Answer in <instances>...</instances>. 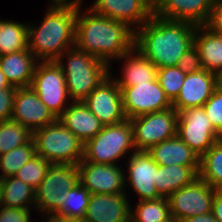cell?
I'll return each mask as SVG.
<instances>
[{"instance_id":"obj_1","label":"cell","mask_w":222,"mask_h":222,"mask_svg":"<svg viewBox=\"0 0 222 222\" xmlns=\"http://www.w3.org/2000/svg\"><path fill=\"white\" fill-rule=\"evenodd\" d=\"M196 26L153 15L134 30V49L157 68L177 66L181 56L193 45Z\"/></svg>"},{"instance_id":"obj_2","label":"cell","mask_w":222,"mask_h":222,"mask_svg":"<svg viewBox=\"0 0 222 222\" xmlns=\"http://www.w3.org/2000/svg\"><path fill=\"white\" fill-rule=\"evenodd\" d=\"M79 12L80 8L75 24V47L109 65L112 58L118 59L134 49L137 26L130 28L124 22L98 15L90 8L83 17Z\"/></svg>"},{"instance_id":"obj_3","label":"cell","mask_w":222,"mask_h":222,"mask_svg":"<svg viewBox=\"0 0 222 222\" xmlns=\"http://www.w3.org/2000/svg\"><path fill=\"white\" fill-rule=\"evenodd\" d=\"M77 9L49 7L39 27L28 25V49L39 61H56L75 44Z\"/></svg>"},{"instance_id":"obj_4","label":"cell","mask_w":222,"mask_h":222,"mask_svg":"<svg viewBox=\"0 0 222 222\" xmlns=\"http://www.w3.org/2000/svg\"><path fill=\"white\" fill-rule=\"evenodd\" d=\"M63 55L67 56V66L62 62ZM56 62L64 72L69 97L73 101H83L110 76L108 63L75 46L61 54Z\"/></svg>"},{"instance_id":"obj_5","label":"cell","mask_w":222,"mask_h":222,"mask_svg":"<svg viewBox=\"0 0 222 222\" xmlns=\"http://www.w3.org/2000/svg\"><path fill=\"white\" fill-rule=\"evenodd\" d=\"M36 154L51 164H78L83 159L84 144L62 122L33 131Z\"/></svg>"},{"instance_id":"obj_6","label":"cell","mask_w":222,"mask_h":222,"mask_svg":"<svg viewBox=\"0 0 222 222\" xmlns=\"http://www.w3.org/2000/svg\"><path fill=\"white\" fill-rule=\"evenodd\" d=\"M136 150L130 119L104 125L101 131L84 144L83 159L95 164L113 165L129 149Z\"/></svg>"},{"instance_id":"obj_7","label":"cell","mask_w":222,"mask_h":222,"mask_svg":"<svg viewBox=\"0 0 222 222\" xmlns=\"http://www.w3.org/2000/svg\"><path fill=\"white\" fill-rule=\"evenodd\" d=\"M79 183L77 164H51L45 178L35 189V207L53 217L63 207V197ZM38 206V207H37Z\"/></svg>"},{"instance_id":"obj_8","label":"cell","mask_w":222,"mask_h":222,"mask_svg":"<svg viewBox=\"0 0 222 222\" xmlns=\"http://www.w3.org/2000/svg\"><path fill=\"white\" fill-rule=\"evenodd\" d=\"M130 121L136 151H148L177 135L178 112L173 107L136 116Z\"/></svg>"},{"instance_id":"obj_9","label":"cell","mask_w":222,"mask_h":222,"mask_svg":"<svg viewBox=\"0 0 222 222\" xmlns=\"http://www.w3.org/2000/svg\"><path fill=\"white\" fill-rule=\"evenodd\" d=\"M40 63L36 65L30 87L58 119L67 108L66 101L70 99L65 75L56 61H42Z\"/></svg>"},{"instance_id":"obj_10","label":"cell","mask_w":222,"mask_h":222,"mask_svg":"<svg viewBox=\"0 0 222 222\" xmlns=\"http://www.w3.org/2000/svg\"><path fill=\"white\" fill-rule=\"evenodd\" d=\"M177 136L200 158L222 139L203 107L183 109L178 113Z\"/></svg>"},{"instance_id":"obj_11","label":"cell","mask_w":222,"mask_h":222,"mask_svg":"<svg viewBox=\"0 0 222 222\" xmlns=\"http://www.w3.org/2000/svg\"><path fill=\"white\" fill-rule=\"evenodd\" d=\"M215 191L198 177L168 197L171 217L181 222L186 218L211 213Z\"/></svg>"},{"instance_id":"obj_12","label":"cell","mask_w":222,"mask_h":222,"mask_svg":"<svg viewBox=\"0 0 222 222\" xmlns=\"http://www.w3.org/2000/svg\"><path fill=\"white\" fill-rule=\"evenodd\" d=\"M126 119L172 107L157 78L136 86H119Z\"/></svg>"},{"instance_id":"obj_13","label":"cell","mask_w":222,"mask_h":222,"mask_svg":"<svg viewBox=\"0 0 222 222\" xmlns=\"http://www.w3.org/2000/svg\"><path fill=\"white\" fill-rule=\"evenodd\" d=\"M111 78L107 77L83 100L103 125L117 124L126 119L121 88Z\"/></svg>"},{"instance_id":"obj_14","label":"cell","mask_w":222,"mask_h":222,"mask_svg":"<svg viewBox=\"0 0 222 222\" xmlns=\"http://www.w3.org/2000/svg\"><path fill=\"white\" fill-rule=\"evenodd\" d=\"M79 169V183L90 194H120L124 193L125 175L116 164H95L82 159Z\"/></svg>"},{"instance_id":"obj_15","label":"cell","mask_w":222,"mask_h":222,"mask_svg":"<svg viewBox=\"0 0 222 222\" xmlns=\"http://www.w3.org/2000/svg\"><path fill=\"white\" fill-rule=\"evenodd\" d=\"M11 119L32 132L57 120L30 86L16 89Z\"/></svg>"},{"instance_id":"obj_16","label":"cell","mask_w":222,"mask_h":222,"mask_svg":"<svg viewBox=\"0 0 222 222\" xmlns=\"http://www.w3.org/2000/svg\"><path fill=\"white\" fill-rule=\"evenodd\" d=\"M215 0H156L153 14L159 18L206 25Z\"/></svg>"},{"instance_id":"obj_17","label":"cell","mask_w":222,"mask_h":222,"mask_svg":"<svg viewBox=\"0 0 222 222\" xmlns=\"http://www.w3.org/2000/svg\"><path fill=\"white\" fill-rule=\"evenodd\" d=\"M96 14L140 28L153 14L151 0H95L90 7Z\"/></svg>"},{"instance_id":"obj_18","label":"cell","mask_w":222,"mask_h":222,"mask_svg":"<svg viewBox=\"0 0 222 222\" xmlns=\"http://www.w3.org/2000/svg\"><path fill=\"white\" fill-rule=\"evenodd\" d=\"M219 86V76L200 70L186 73L182 88L172 107L179 113L183 109L202 107Z\"/></svg>"},{"instance_id":"obj_19","label":"cell","mask_w":222,"mask_h":222,"mask_svg":"<svg viewBox=\"0 0 222 222\" xmlns=\"http://www.w3.org/2000/svg\"><path fill=\"white\" fill-rule=\"evenodd\" d=\"M128 165V182L142 200L161 198L154 183L157 182L158 164L147 151H134Z\"/></svg>"},{"instance_id":"obj_20","label":"cell","mask_w":222,"mask_h":222,"mask_svg":"<svg viewBox=\"0 0 222 222\" xmlns=\"http://www.w3.org/2000/svg\"><path fill=\"white\" fill-rule=\"evenodd\" d=\"M131 208L126 193L91 194L85 222H130Z\"/></svg>"},{"instance_id":"obj_21","label":"cell","mask_w":222,"mask_h":222,"mask_svg":"<svg viewBox=\"0 0 222 222\" xmlns=\"http://www.w3.org/2000/svg\"><path fill=\"white\" fill-rule=\"evenodd\" d=\"M58 119L83 144L95 137L104 126L83 101H73Z\"/></svg>"},{"instance_id":"obj_22","label":"cell","mask_w":222,"mask_h":222,"mask_svg":"<svg viewBox=\"0 0 222 222\" xmlns=\"http://www.w3.org/2000/svg\"><path fill=\"white\" fill-rule=\"evenodd\" d=\"M36 63L37 59L29 49L0 56L2 71L8 82L17 88L31 85Z\"/></svg>"},{"instance_id":"obj_23","label":"cell","mask_w":222,"mask_h":222,"mask_svg":"<svg viewBox=\"0 0 222 222\" xmlns=\"http://www.w3.org/2000/svg\"><path fill=\"white\" fill-rule=\"evenodd\" d=\"M158 165L200 166V157L177 135L147 151Z\"/></svg>"},{"instance_id":"obj_24","label":"cell","mask_w":222,"mask_h":222,"mask_svg":"<svg viewBox=\"0 0 222 222\" xmlns=\"http://www.w3.org/2000/svg\"><path fill=\"white\" fill-rule=\"evenodd\" d=\"M193 44L199 52L202 68L220 77L222 75V35L212 32L205 25L196 26Z\"/></svg>"},{"instance_id":"obj_25","label":"cell","mask_w":222,"mask_h":222,"mask_svg":"<svg viewBox=\"0 0 222 222\" xmlns=\"http://www.w3.org/2000/svg\"><path fill=\"white\" fill-rule=\"evenodd\" d=\"M199 170L200 166L158 165L157 182L154 183L158 194L168 198L178 189L197 179Z\"/></svg>"},{"instance_id":"obj_26","label":"cell","mask_w":222,"mask_h":222,"mask_svg":"<svg viewBox=\"0 0 222 222\" xmlns=\"http://www.w3.org/2000/svg\"><path fill=\"white\" fill-rule=\"evenodd\" d=\"M134 53L137 54L135 55ZM123 58L126 59V64L123 68V77L119 79L114 78L118 86H136L138 83L151 82L157 78L158 68L135 49H132L119 59Z\"/></svg>"},{"instance_id":"obj_27","label":"cell","mask_w":222,"mask_h":222,"mask_svg":"<svg viewBox=\"0 0 222 222\" xmlns=\"http://www.w3.org/2000/svg\"><path fill=\"white\" fill-rule=\"evenodd\" d=\"M91 194L80 183L76 184L63 197V207L53 216L60 222L83 220Z\"/></svg>"},{"instance_id":"obj_28","label":"cell","mask_w":222,"mask_h":222,"mask_svg":"<svg viewBox=\"0 0 222 222\" xmlns=\"http://www.w3.org/2000/svg\"><path fill=\"white\" fill-rule=\"evenodd\" d=\"M28 49V25L0 20V56Z\"/></svg>"},{"instance_id":"obj_29","label":"cell","mask_w":222,"mask_h":222,"mask_svg":"<svg viewBox=\"0 0 222 222\" xmlns=\"http://www.w3.org/2000/svg\"><path fill=\"white\" fill-rule=\"evenodd\" d=\"M35 205V189L22 180L11 176L3 179V204L5 207L29 208Z\"/></svg>"},{"instance_id":"obj_30","label":"cell","mask_w":222,"mask_h":222,"mask_svg":"<svg viewBox=\"0 0 222 222\" xmlns=\"http://www.w3.org/2000/svg\"><path fill=\"white\" fill-rule=\"evenodd\" d=\"M199 177L214 189H222V139L200 158Z\"/></svg>"},{"instance_id":"obj_31","label":"cell","mask_w":222,"mask_h":222,"mask_svg":"<svg viewBox=\"0 0 222 222\" xmlns=\"http://www.w3.org/2000/svg\"><path fill=\"white\" fill-rule=\"evenodd\" d=\"M132 210L131 208L130 222H166L171 218L169 200L165 197L139 200L136 209Z\"/></svg>"},{"instance_id":"obj_32","label":"cell","mask_w":222,"mask_h":222,"mask_svg":"<svg viewBox=\"0 0 222 222\" xmlns=\"http://www.w3.org/2000/svg\"><path fill=\"white\" fill-rule=\"evenodd\" d=\"M32 139L33 132L16 121L10 119L0 122V156Z\"/></svg>"},{"instance_id":"obj_33","label":"cell","mask_w":222,"mask_h":222,"mask_svg":"<svg viewBox=\"0 0 222 222\" xmlns=\"http://www.w3.org/2000/svg\"><path fill=\"white\" fill-rule=\"evenodd\" d=\"M36 155L33 139L25 145L18 146L0 156V177L2 179L14 176L32 157Z\"/></svg>"},{"instance_id":"obj_34","label":"cell","mask_w":222,"mask_h":222,"mask_svg":"<svg viewBox=\"0 0 222 222\" xmlns=\"http://www.w3.org/2000/svg\"><path fill=\"white\" fill-rule=\"evenodd\" d=\"M185 77L186 73L182 72L177 66L158 68L157 80L171 103L178 97Z\"/></svg>"},{"instance_id":"obj_35","label":"cell","mask_w":222,"mask_h":222,"mask_svg":"<svg viewBox=\"0 0 222 222\" xmlns=\"http://www.w3.org/2000/svg\"><path fill=\"white\" fill-rule=\"evenodd\" d=\"M50 165L49 161L36 154L15 173L14 177L36 189L45 178Z\"/></svg>"},{"instance_id":"obj_36","label":"cell","mask_w":222,"mask_h":222,"mask_svg":"<svg viewBox=\"0 0 222 222\" xmlns=\"http://www.w3.org/2000/svg\"><path fill=\"white\" fill-rule=\"evenodd\" d=\"M202 107L215 130L222 136V87L220 85Z\"/></svg>"},{"instance_id":"obj_37","label":"cell","mask_w":222,"mask_h":222,"mask_svg":"<svg viewBox=\"0 0 222 222\" xmlns=\"http://www.w3.org/2000/svg\"><path fill=\"white\" fill-rule=\"evenodd\" d=\"M177 67L185 73L198 72L203 69L199 52L194 44L181 56Z\"/></svg>"},{"instance_id":"obj_38","label":"cell","mask_w":222,"mask_h":222,"mask_svg":"<svg viewBox=\"0 0 222 222\" xmlns=\"http://www.w3.org/2000/svg\"><path fill=\"white\" fill-rule=\"evenodd\" d=\"M17 87L0 89V122L10 120Z\"/></svg>"},{"instance_id":"obj_39","label":"cell","mask_w":222,"mask_h":222,"mask_svg":"<svg viewBox=\"0 0 222 222\" xmlns=\"http://www.w3.org/2000/svg\"><path fill=\"white\" fill-rule=\"evenodd\" d=\"M30 215V208L0 207V222H30Z\"/></svg>"},{"instance_id":"obj_40","label":"cell","mask_w":222,"mask_h":222,"mask_svg":"<svg viewBox=\"0 0 222 222\" xmlns=\"http://www.w3.org/2000/svg\"><path fill=\"white\" fill-rule=\"evenodd\" d=\"M205 26L212 32L222 35V0H215Z\"/></svg>"},{"instance_id":"obj_41","label":"cell","mask_w":222,"mask_h":222,"mask_svg":"<svg viewBox=\"0 0 222 222\" xmlns=\"http://www.w3.org/2000/svg\"><path fill=\"white\" fill-rule=\"evenodd\" d=\"M212 213L218 222H222V189L215 191Z\"/></svg>"},{"instance_id":"obj_42","label":"cell","mask_w":222,"mask_h":222,"mask_svg":"<svg viewBox=\"0 0 222 222\" xmlns=\"http://www.w3.org/2000/svg\"><path fill=\"white\" fill-rule=\"evenodd\" d=\"M81 0H51L50 7L81 9Z\"/></svg>"},{"instance_id":"obj_43","label":"cell","mask_w":222,"mask_h":222,"mask_svg":"<svg viewBox=\"0 0 222 222\" xmlns=\"http://www.w3.org/2000/svg\"><path fill=\"white\" fill-rule=\"evenodd\" d=\"M181 222H218L213 213H207L203 215L193 216L186 218Z\"/></svg>"},{"instance_id":"obj_44","label":"cell","mask_w":222,"mask_h":222,"mask_svg":"<svg viewBox=\"0 0 222 222\" xmlns=\"http://www.w3.org/2000/svg\"><path fill=\"white\" fill-rule=\"evenodd\" d=\"M9 87H14V86H12L8 82L4 72L2 71V69L0 67V89H5V88H9Z\"/></svg>"},{"instance_id":"obj_45","label":"cell","mask_w":222,"mask_h":222,"mask_svg":"<svg viewBox=\"0 0 222 222\" xmlns=\"http://www.w3.org/2000/svg\"><path fill=\"white\" fill-rule=\"evenodd\" d=\"M3 204V179L0 177V207Z\"/></svg>"},{"instance_id":"obj_46","label":"cell","mask_w":222,"mask_h":222,"mask_svg":"<svg viewBox=\"0 0 222 222\" xmlns=\"http://www.w3.org/2000/svg\"><path fill=\"white\" fill-rule=\"evenodd\" d=\"M48 219V220H47ZM46 221L47 222H60V221H58L57 219H55V218H53V217H47L46 218Z\"/></svg>"},{"instance_id":"obj_47","label":"cell","mask_w":222,"mask_h":222,"mask_svg":"<svg viewBox=\"0 0 222 222\" xmlns=\"http://www.w3.org/2000/svg\"><path fill=\"white\" fill-rule=\"evenodd\" d=\"M166 222H180V221H177L176 219H174L173 217H171L169 220H167Z\"/></svg>"},{"instance_id":"obj_48","label":"cell","mask_w":222,"mask_h":222,"mask_svg":"<svg viewBox=\"0 0 222 222\" xmlns=\"http://www.w3.org/2000/svg\"><path fill=\"white\" fill-rule=\"evenodd\" d=\"M219 85L222 87V75L219 77Z\"/></svg>"},{"instance_id":"obj_49","label":"cell","mask_w":222,"mask_h":222,"mask_svg":"<svg viewBox=\"0 0 222 222\" xmlns=\"http://www.w3.org/2000/svg\"><path fill=\"white\" fill-rule=\"evenodd\" d=\"M70 222H85L84 220H76V221H70Z\"/></svg>"}]
</instances>
